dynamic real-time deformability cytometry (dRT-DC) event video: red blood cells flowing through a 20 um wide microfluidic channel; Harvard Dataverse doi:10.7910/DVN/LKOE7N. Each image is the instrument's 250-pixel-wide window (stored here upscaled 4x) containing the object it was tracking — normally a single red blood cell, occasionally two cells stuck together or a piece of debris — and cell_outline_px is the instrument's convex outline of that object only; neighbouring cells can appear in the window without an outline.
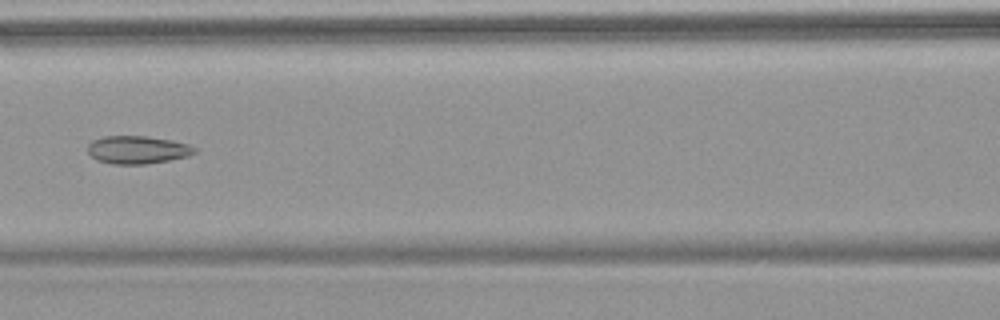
{"species": "common noctule bat (a hibernating species)", "species_latin": "Nyctalus noctula", "temperature_condition": "warm", "stored_images_in_passage": 7, "camera_frame_rate_fps": 3000, "um_per_image_px": 0.085, "animal": {"sex": "female", "body_mass_g": 18.4}, "frame": {"image": 1, "passage_image": 7, "time_ms": 7.0, "image_size_px": [1000, 320], "cell_outline_px": [[196, 152], [188, 156], [168, 160], [144, 164], [112, 164], [96, 160], [88, 152], [88, 144], [92, 140], [104, 136], [144, 136], [172, 140], [188, 144], [196, 148]], "centroid_in_image_um": [11.67, 12.73], "position_along_channel_um": 154.9, "area_um2": 17.34}}